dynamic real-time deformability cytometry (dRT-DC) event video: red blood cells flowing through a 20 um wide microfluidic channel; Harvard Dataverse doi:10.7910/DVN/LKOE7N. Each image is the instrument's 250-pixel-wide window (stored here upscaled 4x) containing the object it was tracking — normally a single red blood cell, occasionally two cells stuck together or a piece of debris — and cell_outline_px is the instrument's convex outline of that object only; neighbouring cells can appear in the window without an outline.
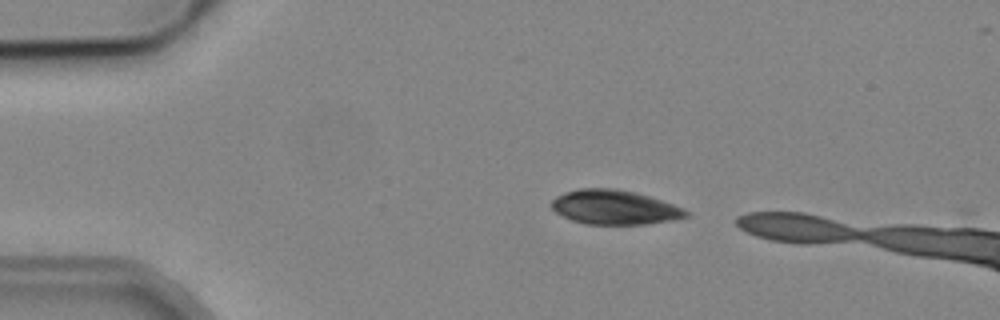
{"species": "common noctule bat (a hibernating species)", "species_latin": "Nyctalus noctula", "temperature_condition": "cold", "stored_images_in_passage": 2, "camera_frame_rate_fps": 3000, "um_per_image_px": 0.085, "animal": {"sex": "male", "body_mass_g": 19.2, "forearm_length_mm": 51.8}, "frame": {"image": 1, "passage_image": 1, "time_ms": 0.0, "image_size_px": [1000, 320], "cell_outline_px": [[692, 216], [672, 220], [644, 224], [584, 224], [572, 220], [556, 212], [552, 208], [552, 200], [556, 196], [564, 192], [580, 188], [616, 188], [636, 192], [684, 208]], "centroid_in_image_um": [52.24, 17.61], "position_along_channel_um": 32.8, "area_um2": 26.93}}